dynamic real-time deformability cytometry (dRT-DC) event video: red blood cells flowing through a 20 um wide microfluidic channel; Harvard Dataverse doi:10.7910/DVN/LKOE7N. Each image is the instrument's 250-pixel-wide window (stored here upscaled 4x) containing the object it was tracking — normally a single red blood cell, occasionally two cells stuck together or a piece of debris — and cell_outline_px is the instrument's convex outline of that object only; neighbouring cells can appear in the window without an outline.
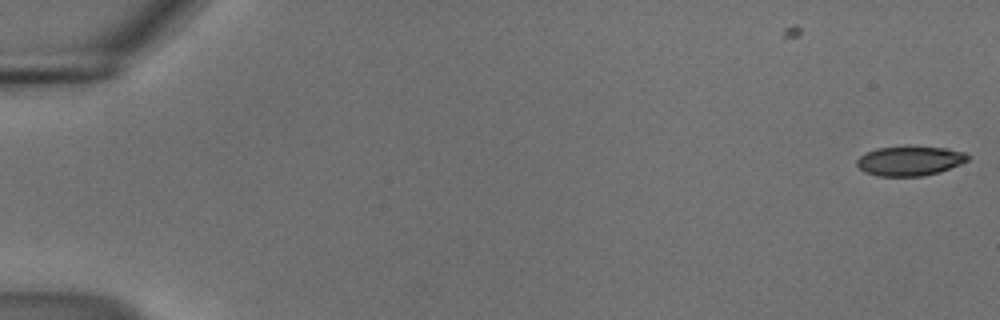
{"species": "common noctule bat (a hibernating species)", "species_latin": "Nyctalus noctula", "temperature_condition": "cold", "stored_images_in_passage": 17, "camera_frame_rate_fps": 3000, "um_per_image_px": 0.085, "animal": {"sex": "male", "body_mass_g": 18.8}, "frame": {"image": 1, "passage_image": 1, "time_ms": 0.0, "image_size_px": [1000, 320], "cell_outline_px": [[972, 156], [968, 160], [960, 164], [940, 172], [924, 176], [876, 176], [864, 172], [856, 164], [856, 160], [864, 152], [876, 148], [948, 148], [964, 152]], "centroid_in_image_um": [77.33, 13.7], "position_along_channel_um": 7.7, "area_um2": 18.9}}
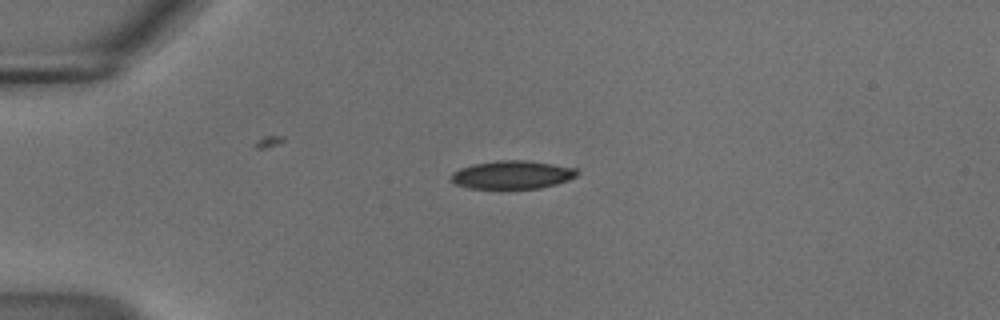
{"frame": {"image": 2, "passage_image": 14, "time_ms": 4.333, "image_size_px": [1000, 320], "cell_outline_px": [[580, 172], [576, 176], [568, 180], [556, 184], [540, 188], [468, 188], [456, 184], [452, 180], [452, 172], [460, 168], [472, 164], [500, 160], [524, 160], [580, 168]], "centroid_in_image_um": [43.58, 14.85], "position_along_channel_um": 41.4, "area_um2": 20.69}}